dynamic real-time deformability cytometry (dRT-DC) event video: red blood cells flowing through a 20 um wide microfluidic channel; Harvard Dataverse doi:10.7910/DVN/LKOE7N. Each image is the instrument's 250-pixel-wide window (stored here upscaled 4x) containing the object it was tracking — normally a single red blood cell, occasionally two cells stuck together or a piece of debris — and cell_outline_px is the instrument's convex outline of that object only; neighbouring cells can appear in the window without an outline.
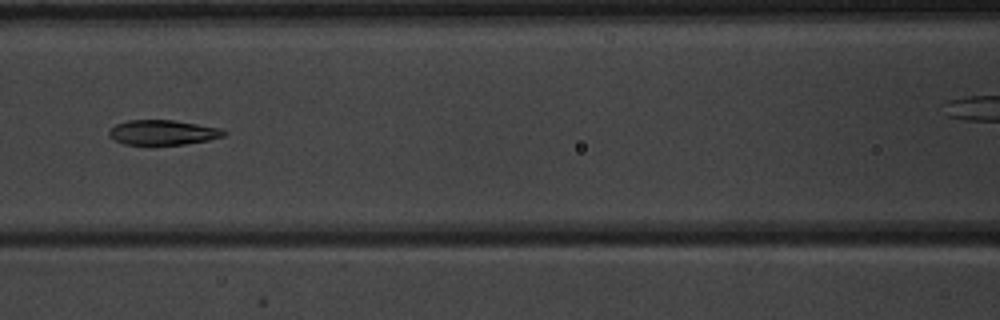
{"species": "common noctule bat (a hibernating species)", "species_latin": "Nyctalus noctula", "temperature_condition": "warm", "stored_images_in_passage": 7, "segment_of_instrument_passage": [1, 2], "camera_frame_rate_fps": 3000, "um_per_image_px": 0.085, "animal": {"sex": "male", "body_mass_g": 20.1, "forearm_length_mm": 53.5}, "frame": {"image": 1, "passage_image": 6, "time_ms": 5.667, "image_size_px": [1000, 320], "cell_outline_px": [[228, 132], [224, 136], [208, 140], [184, 144], [152, 148], [124, 144], [108, 136], [108, 132], [116, 124], [128, 120], [172, 120], [220, 128]], "centroid_in_image_um": [13.8, 11.31], "position_along_channel_um": 152.8, "area_um2": 17.28}}